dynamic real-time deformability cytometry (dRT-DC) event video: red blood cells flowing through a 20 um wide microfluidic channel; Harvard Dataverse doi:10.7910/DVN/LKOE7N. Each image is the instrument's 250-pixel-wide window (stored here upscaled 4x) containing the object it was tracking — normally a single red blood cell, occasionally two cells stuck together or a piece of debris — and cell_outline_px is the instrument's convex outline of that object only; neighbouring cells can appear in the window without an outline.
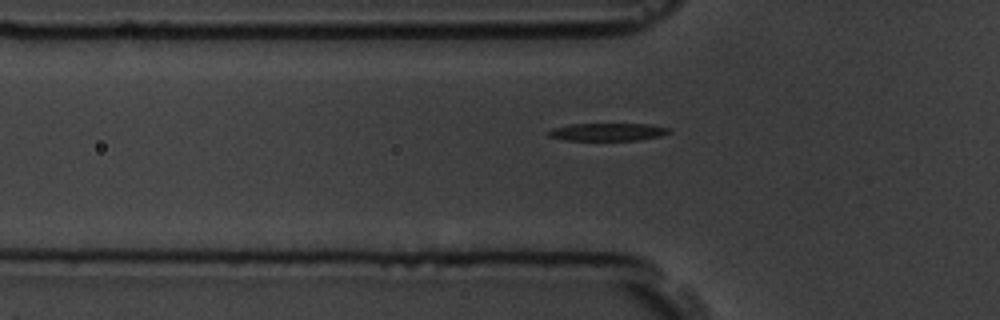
{"species": "common noctule bat (a hibernating species)", "species_latin": "Nyctalus noctula", "temperature_condition": "room temperature", "stored_images_in_passage": 4, "camera_frame_rate_fps": 3000, "um_per_image_px": 0.085, "animal": {"sex": "male", "body_mass_g": 19.5, "forearm_length_mm": 54.6}, "frame": {"image": 1, "passage_image": 3, "time_ms": 3.0, "image_size_px": [1000, 320], "cell_outline_px": [[672, 132], [660, 136], [640, 140], [564, 140], [548, 136], [544, 132], [552, 128], [568, 124], [652, 124], [668, 128]], "centroid_in_image_um": [51.61, 11.21], "position_along_channel_um": 74.2, "area_um2": 12.6}}
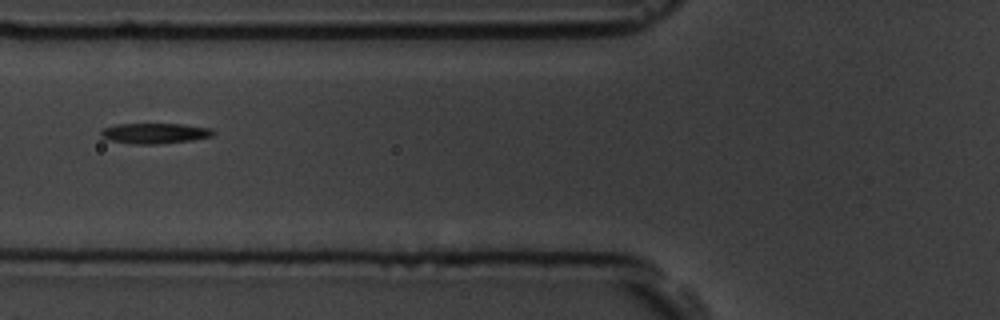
{"frame": {"image": 2, "passage_image": 4, "time_ms": 4.0, "image_size_px": [1000, 320], "cell_outline_px": [[216, 132], [212, 136], [192, 140], [156, 144], [136, 144], [112, 140], [100, 136], [100, 132], [104, 128], [116, 124], [184, 124], [212, 128]], "centroid_in_image_um": [13.2, 11.32], "position_along_channel_um": 112.6, "area_um2": 13.29}}